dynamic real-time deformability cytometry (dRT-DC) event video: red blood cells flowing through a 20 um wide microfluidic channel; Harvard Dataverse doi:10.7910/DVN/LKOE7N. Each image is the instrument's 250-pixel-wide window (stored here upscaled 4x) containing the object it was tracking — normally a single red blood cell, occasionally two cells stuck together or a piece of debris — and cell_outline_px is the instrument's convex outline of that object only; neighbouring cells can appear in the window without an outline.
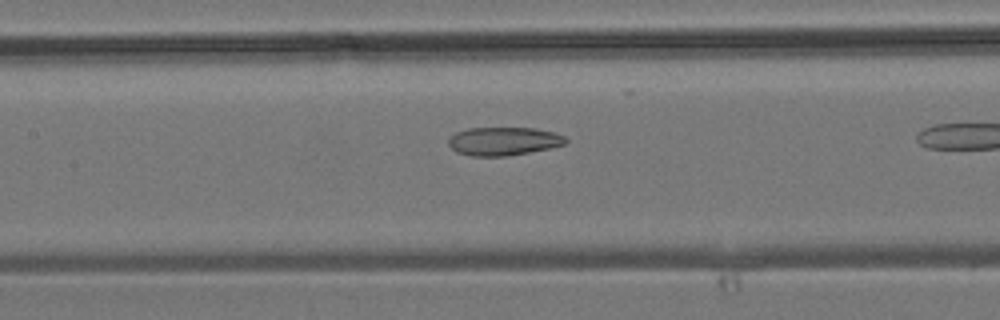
{"species": "common noctule bat (a hibernating species)", "species_latin": "Nyctalus noctula", "temperature_condition": "room temperature", "stored_images_in_passage": 26, "camera_frame_rate_fps": 3000, "um_per_image_px": 0.085, "animal": {"sex": "male", "body_mass_g": 19.2, "forearm_length_mm": 51.8}, "frame": {"image": 1, "passage_image": 12, "time_ms": 3.667, "image_size_px": [1000, 320], "cell_outline_px": [[568, 140], [564, 144], [548, 148], [528, 152], [504, 156], [472, 156], [456, 152], [448, 144], [448, 140], [456, 132], [468, 128], [536, 128], [556, 132], [564, 136]], "centroid_in_image_um": [42.8, 11.99], "position_along_channel_um": 164.6, "area_um2": 19.25}}
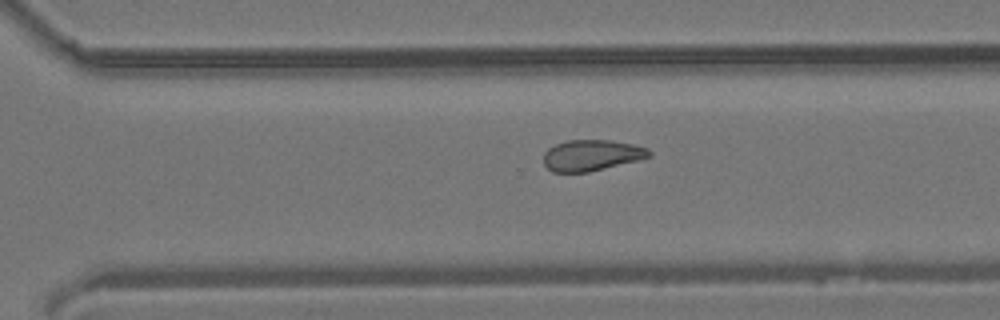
{"frame": {"image": 2, "passage_image": 22, "time_ms": 7.0, "image_size_px": [1000, 320], "cell_outline_px": [[652, 156], [588, 172], [552, 172], [544, 164], [544, 152], [548, 148], [556, 144], [568, 140], [612, 140], [632, 144], [648, 148], [652, 152]], "centroid_in_image_um": [50.27, 13.19], "position_along_channel_um": 320.3, "area_um2": 18.96}}